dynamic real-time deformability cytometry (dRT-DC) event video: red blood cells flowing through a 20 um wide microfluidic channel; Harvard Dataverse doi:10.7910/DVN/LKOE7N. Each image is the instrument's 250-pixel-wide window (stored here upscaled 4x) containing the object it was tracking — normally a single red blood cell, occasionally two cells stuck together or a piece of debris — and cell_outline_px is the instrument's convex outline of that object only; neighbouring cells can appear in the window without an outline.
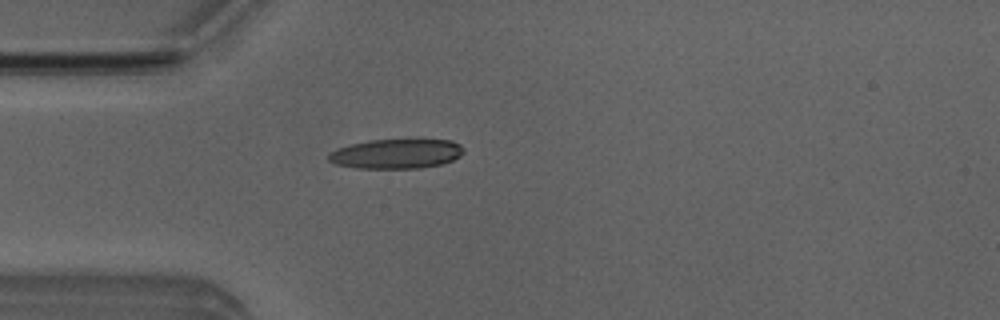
{"species": "Egyptian fruit bat (a non-hibernating species)", "species_latin": "Rousettus aegyptiacus", "temperature_condition": "room temperature", "stored_images_in_passage": 41, "camera_frame_rate_fps": 3000, "um_per_image_px": 0.085, "animal": {"sex": "male"}, "frame": {"image": 1, "passage_image": 4, "time_ms": 1.0, "image_size_px": [1000, 320], "cell_outline_px": [[464, 152], [460, 156], [444, 164], [420, 168], [356, 168], [336, 164], [328, 160], [328, 156], [336, 148], [368, 140], [420, 136], [452, 140], [460, 144], [464, 148]], "centroid_in_image_um": [33.79, 13.01], "position_along_channel_um": 51.2, "area_um2": 24.51}}
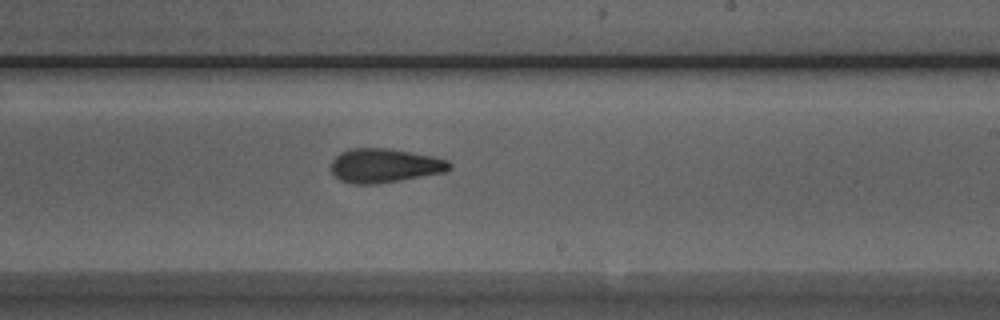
{"frame": {"image": 2, "passage_image": 20, "time_ms": 6.333, "image_size_px": [1000, 320], "cell_outline_px": [[452, 168], [444, 172], [400, 180], [376, 184], [352, 184], [340, 180], [328, 168], [332, 160], [340, 152], [348, 148], [388, 148], [432, 156], [448, 160], [452, 164]], "centroid_in_image_um": [32.65, 14.07], "position_along_channel_um": 256.4, "area_um2": 23.64}}
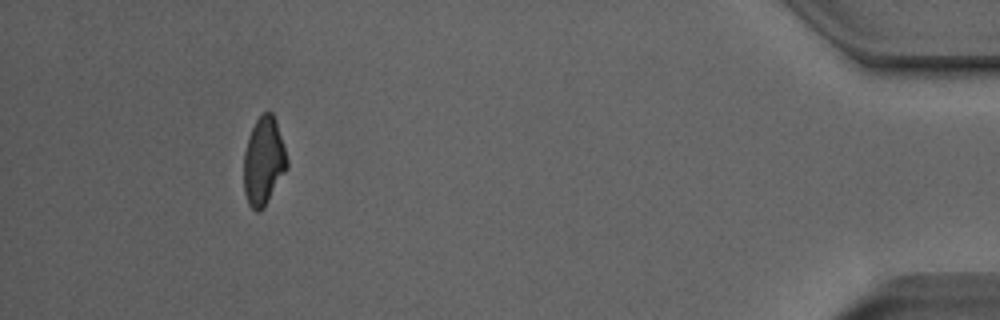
{"frame": {"image": 3, "passage_image": 37, "time_ms": 12.0, "image_size_px": [1000, 320], "cell_outline_px": [[288, 168], [264, 208], [260, 212], [256, 212], [248, 204], [244, 192], [244, 152], [248, 136], [256, 120], [268, 108], [272, 112], [276, 120], [288, 160]], "centroid_in_image_um": [22.41, 13.71], "position_along_channel_um": 412.8, "area_um2": 22.43}, "authors_computed_cell_mechanics": {"area_um2": 23.2356, "velocity_mm_per_s": 3.9933, "shape_relaxation_time_tau1_ms": 5.7807, "shape_relaxation_time_tau2_ms": 2.8215, "deformation_change_tau1": 0.1805, "deformation_change_tau2": 0.1071}}